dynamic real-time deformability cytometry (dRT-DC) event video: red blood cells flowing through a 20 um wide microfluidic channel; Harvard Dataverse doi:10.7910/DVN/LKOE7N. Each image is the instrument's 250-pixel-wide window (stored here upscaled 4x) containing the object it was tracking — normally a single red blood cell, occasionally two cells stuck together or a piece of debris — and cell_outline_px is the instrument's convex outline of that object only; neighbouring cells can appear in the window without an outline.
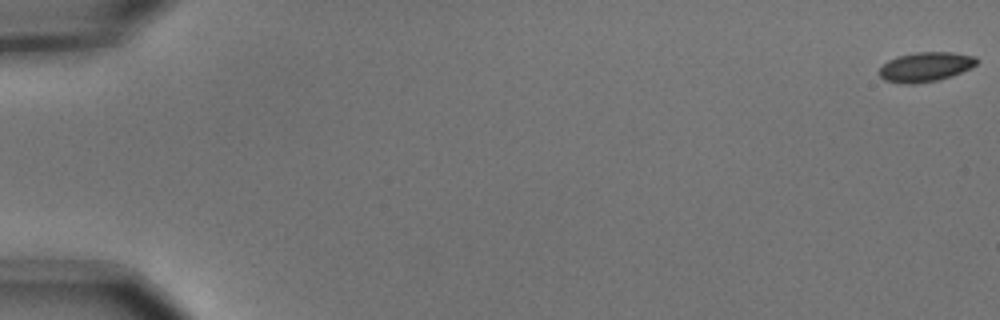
{"species": "common noctule bat (a hibernating species)", "species_latin": "Nyctalus noctula", "temperature_condition": "cold", "stored_images_in_passage": 6, "camera_frame_rate_fps": 3000, "um_per_image_px": 0.085, "animal": {"sex": "male", "body_mass_g": 15.6}, "frame": {"image": 1, "passage_image": 1, "time_ms": 0.0, "image_size_px": [1000, 320], "cell_outline_px": [[976, 64], [952, 76], [940, 80], [912, 84], [900, 84], [884, 80], [880, 76], [880, 68], [888, 60], [896, 56], [916, 52], [952, 52], [976, 56]], "centroid_in_image_um": [78.63, 5.69], "position_along_channel_um": 6.4, "area_um2": 16.76}}
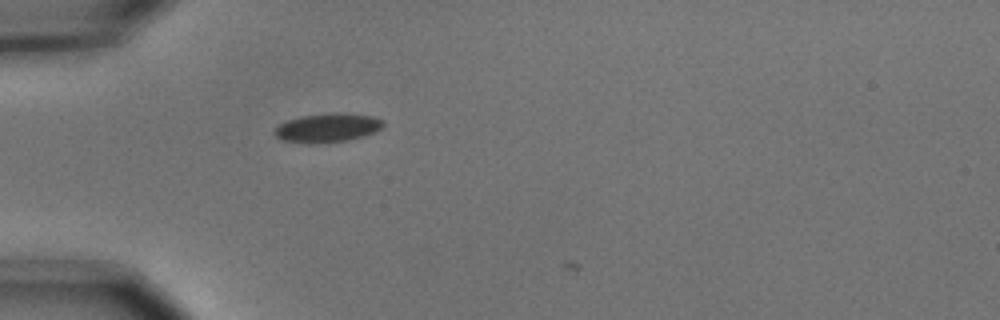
{"frame": {"image": 2, "passage_image": 5, "time_ms": 1.333, "image_size_px": [1000, 320], "cell_outline_px": [[384, 124], [380, 128], [364, 136], [348, 140], [312, 144], [308, 144], [284, 140], [276, 136], [272, 132], [280, 124], [288, 120], [300, 116], [332, 112], [340, 112], [372, 116], [384, 120]], "centroid_in_image_um": [27.83, 10.85], "position_along_channel_um": 57.2, "area_um2": 18.32}}